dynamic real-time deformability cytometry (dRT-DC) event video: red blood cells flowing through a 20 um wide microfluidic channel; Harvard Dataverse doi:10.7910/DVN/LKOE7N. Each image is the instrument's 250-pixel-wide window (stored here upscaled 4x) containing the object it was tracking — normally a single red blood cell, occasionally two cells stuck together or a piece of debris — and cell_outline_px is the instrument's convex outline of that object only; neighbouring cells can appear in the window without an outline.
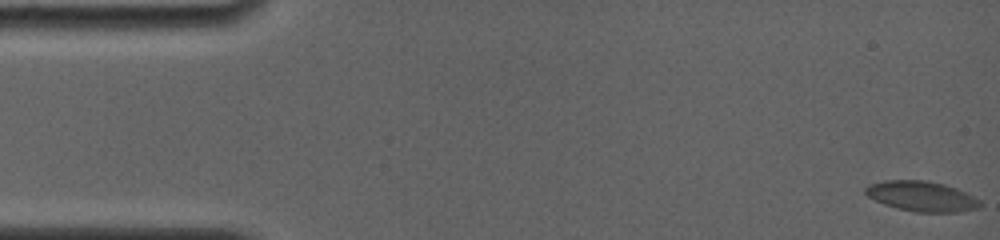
{"species": "common noctule bat (a hibernating species)", "species_latin": "Nyctalus noctula", "temperature_condition": "room temperature", "stored_images_in_passage": 7, "camera_frame_rate_fps": 4000, "um_per_image_px": 0.085, "animal": {"sex": "female", "body_mass_g": 19.0, "forearm_length_mm": 56.7}, "frame": {"image": 1, "passage_image": 1, "time_ms": 0.0, "image_size_px": [1000, 240], "cell_outline_px": [[984, 204], [980, 208], [960, 212], [916, 212], [896, 208], [884, 204], [868, 196], [864, 192], [864, 188], [868, 184], [884, 180], [924, 180], [944, 184], [956, 188], [980, 200]], "centroid_in_image_um": [78.35, 16.68], "position_along_channel_um": 6.7, "area_um2": 20.29}}
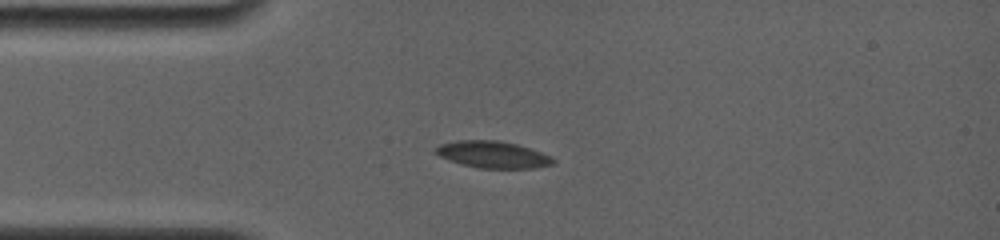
{"frame": {"image": 2, "passage_image": 6, "time_ms": 4.0, "image_size_px": [1000, 240], "cell_outline_px": [[556, 160], [552, 164], [536, 168], [480, 168], [460, 164], [440, 156], [432, 152], [440, 144], [456, 140], [496, 140], [516, 144], [552, 156]], "centroid_in_image_um": [41.87, 13.14], "position_along_channel_um": 43.1, "area_um2": 18.32}}